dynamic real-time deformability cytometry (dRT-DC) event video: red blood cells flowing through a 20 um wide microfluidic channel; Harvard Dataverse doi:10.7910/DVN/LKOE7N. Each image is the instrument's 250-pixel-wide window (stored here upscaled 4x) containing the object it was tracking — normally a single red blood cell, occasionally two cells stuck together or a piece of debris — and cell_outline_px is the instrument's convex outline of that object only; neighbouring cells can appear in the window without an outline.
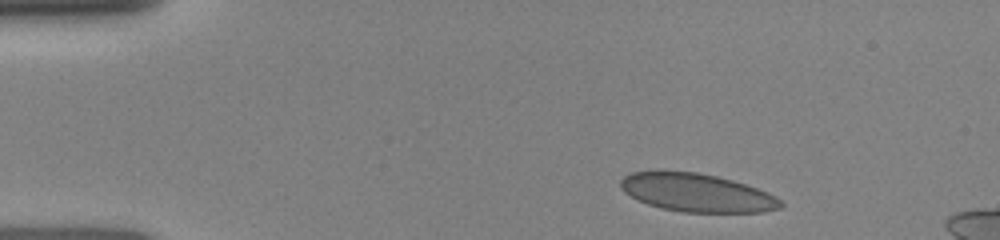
{"species": "human", "species_latin": "Homo sapiens", "temperature_condition": "room temperature", "stored_images_in_passage": 4, "camera_frame_rate_fps": 3000, "um_per_image_px": 0.085, "donor": {"sex": "female"}, "frame": {"image": 1, "passage_image": 1, "time_ms": 0.0, "image_size_px": [1000, 240], "cell_outline_px": [[784, 204], [780, 208], [764, 212], [684, 212], [660, 208], [648, 204], [624, 192], [620, 188], [620, 180], [628, 172], [664, 168], [696, 172], [716, 176], [732, 180], [768, 192], [776, 196]], "centroid_in_image_um": [59.16, 16.34], "position_along_channel_um": 25.8, "area_um2": 36.3}}
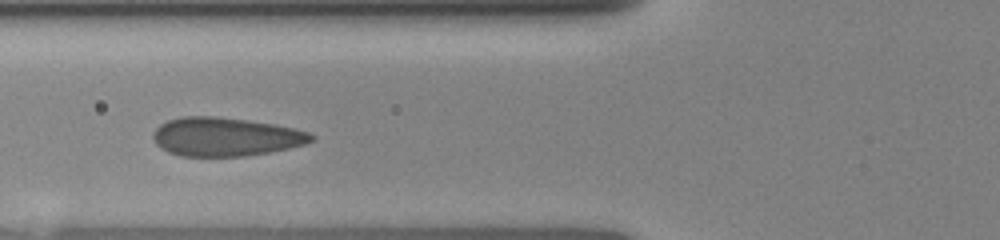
{"frame": {"image": 2, "passage_image": 4, "time_ms": 3.667, "image_size_px": [1000, 240], "cell_outline_px": [[316, 140], [304, 144], [288, 148], [268, 152], [244, 156], [180, 156], [168, 152], [160, 148], [152, 140], [152, 132], [160, 124], [168, 120], [180, 116], [216, 116], [248, 120], [276, 124], [308, 132], [316, 136]], "centroid_in_image_um": [19.14, 11.62], "position_along_channel_um": 106.7, "area_um2": 35.89}}